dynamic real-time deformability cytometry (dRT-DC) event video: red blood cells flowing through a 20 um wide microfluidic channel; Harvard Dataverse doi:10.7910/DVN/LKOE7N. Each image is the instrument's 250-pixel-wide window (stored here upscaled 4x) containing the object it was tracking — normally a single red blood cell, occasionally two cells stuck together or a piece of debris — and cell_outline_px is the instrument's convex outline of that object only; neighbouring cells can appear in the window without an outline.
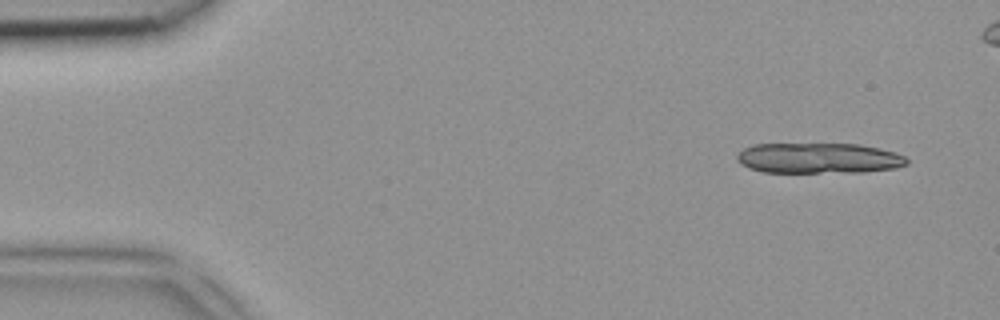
{"species": "common noctule bat (a hibernating species)", "species_latin": "Nyctalus noctula", "temperature_condition": "room temperature", "stored_images_in_passage": 4, "segment_of_instrument_passage": [2, 2], "camera_frame_rate_fps": 3000, "um_per_image_px": 0.085, "animal": {"sex": "female", "body_mass_g": 18.4}, "frame": {"image": 1, "passage_image": 4, "time_ms": 1.0, "image_size_px": [1000, 320], "cell_outline_px": [[908, 164], [896, 168], [864, 172], [764, 172], [748, 168], [740, 164], [736, 160], [736, 156], [744, 148], [752, 144], [860, 144], [880, 148], [896, 152], [904, 156], [908, 160]], "centroid_in_image_um": [69.6, 13.44], "position_along_channel_um": 15.4, "area_um2": 30.4}}